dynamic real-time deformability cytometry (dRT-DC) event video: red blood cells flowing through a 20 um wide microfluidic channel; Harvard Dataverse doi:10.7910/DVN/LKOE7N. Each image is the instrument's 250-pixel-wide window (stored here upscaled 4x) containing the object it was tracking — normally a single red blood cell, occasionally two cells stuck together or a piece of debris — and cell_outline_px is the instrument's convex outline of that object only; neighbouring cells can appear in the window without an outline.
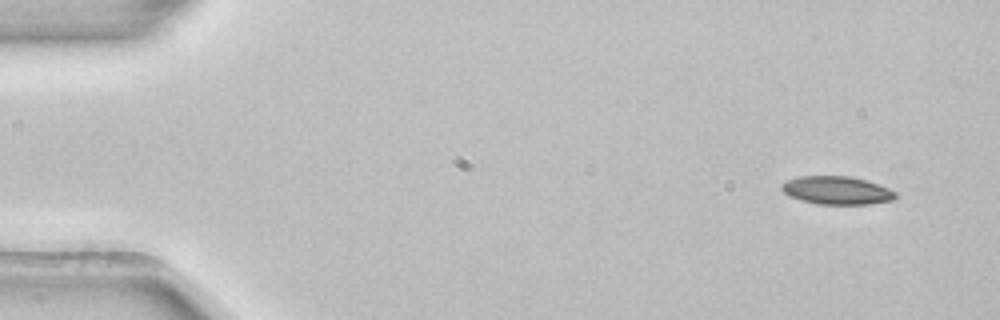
{"species": "common noctule bat (a hibernating species)", "species_latin": "Nyctalus noctula", "temperature_condition": "room temperature", "stored_images_in_passage": 3, "camera_frame_rate_fps": 3000, "um_per_image_px": 0.085, "animal": {"sex": "female", "body_mass_g": 22.7, "forearm_length_mm": 54.2}, "frame": {"image": 1, "passage_image": 1, "time_ms": 0.0, "image_size_px": [1000, 320], "cell_outline_px": [[896, 196], [892, 200], [868, 204], [816, 204], [800, 200], [788, 196], [780, 188], [780, 184], [788, 180], [800, 176], [848, 176], [864, 180], [888, 188], [896, 192]], "centroid_in_image_um": [71.07, 16.19], "position_along_channel_um": 13.9, "area_um2": 18.55}}
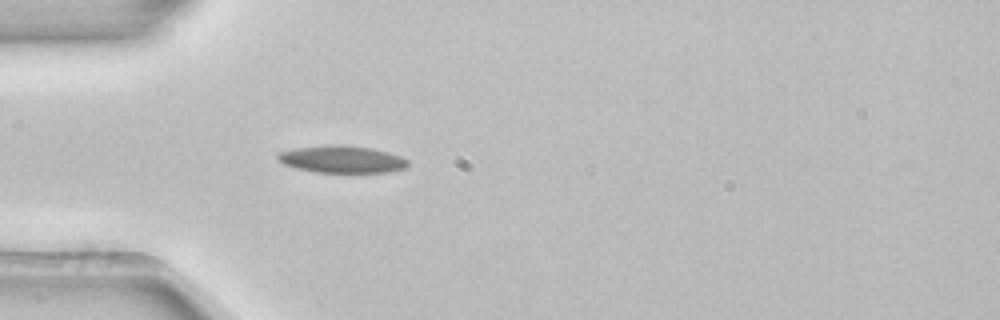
{"frame": {"image": 2, "passage_image": 3, "time_ms": 0.667, "image_size_px": [1000, 320], "cell_outline_px": [[408, 164], [404, 168], [388, 172], [316, 172], [296, 168], [284, 164], [276, 156], [276, 152], [292, 148], [332, 144], [340, 144], [372, 148], [388, 152], [400, 156], [408, 160]], "centroid_in_image_um": [29.02, 13.52], "position_along_channel_um": 56.0, "area_um2": 20.69}}